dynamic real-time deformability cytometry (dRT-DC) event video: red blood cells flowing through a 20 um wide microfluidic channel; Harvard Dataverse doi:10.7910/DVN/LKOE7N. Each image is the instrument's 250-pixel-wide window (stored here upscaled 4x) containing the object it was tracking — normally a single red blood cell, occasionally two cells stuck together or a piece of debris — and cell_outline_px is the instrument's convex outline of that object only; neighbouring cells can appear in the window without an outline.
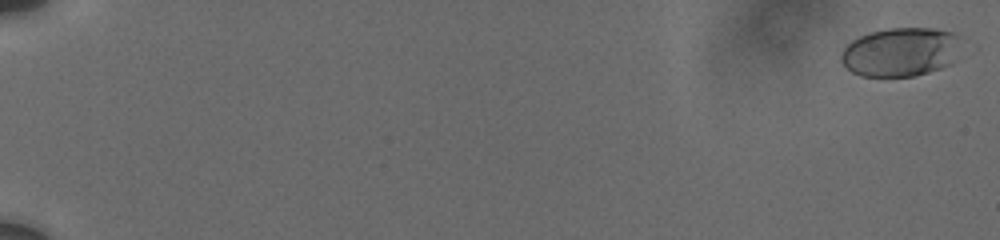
{"species": "human", "species_latin": "Homo sapiens", "temperature_condition": "cold", "stored_images_in_passage": 52, "camera_frame_rate_fps": 3000, "um_per_image_px": 0.085, "donor": {"sex": "male"}, "frame": {"image": 1, "passage_image": 2, "time_ms": 0.333, "image_size_px": [1000, 240], "cell_outline_px": [[960, 36], [948, 64], [940, 68], [928, 72], [912, 76], [860, 76], [852, 72], [840, 60], [840, 56], [844, 48], [852, 40], [860, 36], [872, 32], [888, 28], [936, 28], [952, 32]], "centroid_in_image_um": [76.47, 4.41], "position_along_channel_um": 8.5, "area_um2": 33.52}}
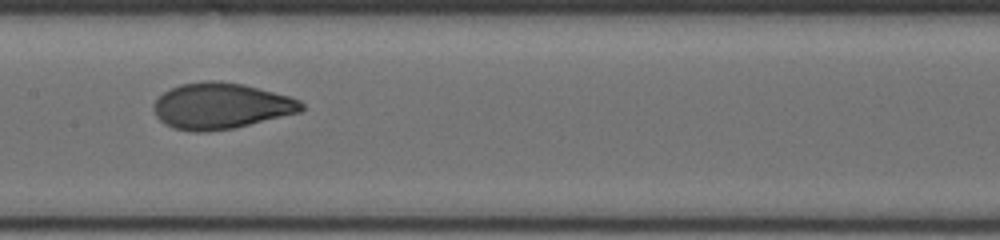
{"frame": {"image": 2, "passage_image": 30, "time_ms": 11.0, "image_size_px": [1000, 240], "cell_outline_px": [[304, 108], [300, 112], [232, 128], [208, 132], [192, 132], [172, 128], [164, 124], [156, 116], [152, 108], [152, 104], [164, 92], [180, 84], [204, 80], [220, 80], [244, 84], [288, 96], [300, 100], [304, 104]], "centroid_in_image_um": [18.74, 9.0], "position_along_channel_um": 188.7, "area_um2": 39.77}}
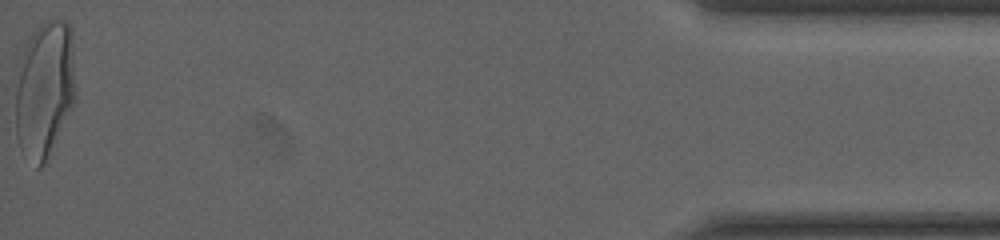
{"frame": {"image": 3, "passage_image": 52, "time_ms": 19.667, "image_size_px": [1000, 240], "cell_outline_px": [[76, 96], [72, 108], [44, 164], [40, 168], [36, 168], [20, 148], [16, 136], [16, 92], [24, 48], [32, 32], [40, 24], [48, 20], [60, 20], [68, 24], [72, 28], [76, 92]], "centroid_in_image_um": [3.82, 7.59], "position_along_channel_um": 431.4, "area_um2": 47.74}, "authors_computed_cell_mechanics": {"area_um2": 38.9861, "velocity_mm_per_s": 3.7223, "shape_relaxation_time_tau1_ms": 4.7465, "shape_relaxation_time_tau2_ms": null, "deformation_change_tau1": 0.1932, "deformation_change_tau2": null}}